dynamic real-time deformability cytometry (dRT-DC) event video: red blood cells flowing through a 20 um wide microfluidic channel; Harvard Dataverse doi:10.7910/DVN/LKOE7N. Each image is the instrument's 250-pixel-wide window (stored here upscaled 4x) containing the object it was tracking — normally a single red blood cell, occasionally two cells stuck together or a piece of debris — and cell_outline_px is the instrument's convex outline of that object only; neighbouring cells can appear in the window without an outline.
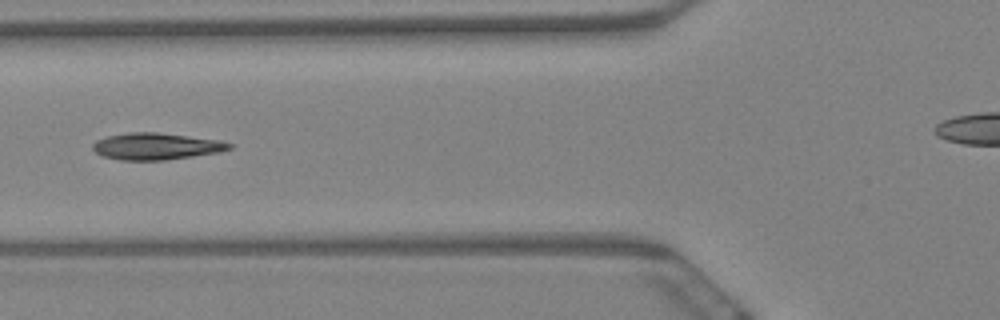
{"species": "Egyptian fruit bat (a non-hibernating species)", "species_latin": "Rousettus aegyptiacus", "temperature_condition": "warm", "stored_images_in_passage": 9, "camera_frame_rate_fps": 3000, "um_per_image_px": 0.085, "animal": {"sex": "female"}, "frame": {"image": 1, "passage_image": 6, "time_ms": 1.667, "image_size_px": [1000, 320], "cell_outline_px": [[232, 148], [220, 152], [164, 160], [120, 160], [104, 156], [96, 152], [92, 148], [92, 144], [96, 140], [108, 136], [128, 132], [156, 132], [220, 140], [232, 144]], "centroid_in_image_um": [13.27, 12.43], "position_along_channel_um": 112.5, "area_um2": 21.15}}
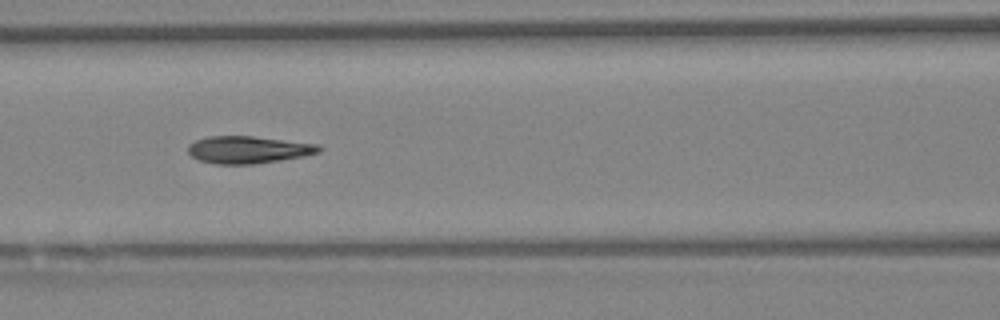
{"frame": {"image": 2, "passage_image": 7, "time_ms": 2.0, "image_size_px": [1000, 320], "cell_outline_px": [[320, 152], [304, 156], [256, 164], [216, 164], [196, 160], [188, 152], [188, 144], [196, 140], [208, 136], [252, 136], [316, 144], [320, 148]], "centroid_in_image_um": [21.04, 12.73], "position_along_channel_um": 145.6, "area_um2": 20.75}}
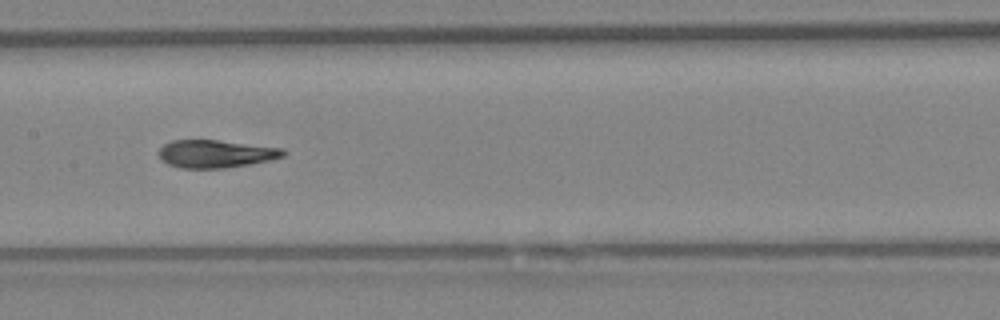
{"frame": {"image": 3, "passage_image": 8, "time_ms": 2.333, "image_size_px": [1000, 320], "cell_outline_px": [[288, 152], [284, 156], [268, 160], [248, 164], [224, 168], [180, 168], [168, 164], [156, 152], [164, 144], [172, 140], [216, 140], [284, 148]], "centroid_in_image_um": [18.34, 13.07], "position_along_channel_um": 189.1, "area_um2": 20.06}}